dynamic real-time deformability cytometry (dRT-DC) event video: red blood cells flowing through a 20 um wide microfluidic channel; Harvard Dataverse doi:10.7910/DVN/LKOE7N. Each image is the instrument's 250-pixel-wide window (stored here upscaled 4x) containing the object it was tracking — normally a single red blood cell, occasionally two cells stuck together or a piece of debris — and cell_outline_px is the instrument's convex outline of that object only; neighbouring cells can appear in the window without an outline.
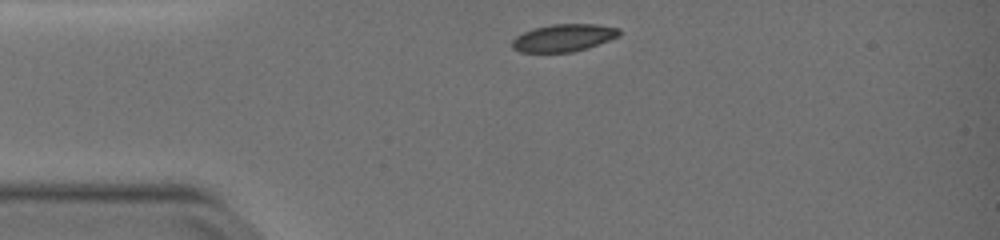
{"species": "common noctule bat (a hibernating species)", "species_latin": "Nyctalus noctula", "temperature_condition": "warm", "stored_images_in_passage": 35, "camera_frame_rate_fps": 3000, "um_per_image_px": 0.085, "animal": {"sex": "female", "body_mass_g": 19.0, "forearm_length_mm": 51.5}, "frame": {"image": 1, "passage_image": 1, "time_ms": 0.0, "image_size_px": [1000, 240], "cell_outline_px": [[620, 36], [588, 48], [572, 52], [520, 52], [512, 48], [512, 40], [516, 36], [524, 32], [536, 28], [552, 24], [596, 24], [620, 28]], "centroid_in_image_um": [47.93, 3.22], "position_along_channel_um": 37.1, "area_um2": 17.11}}
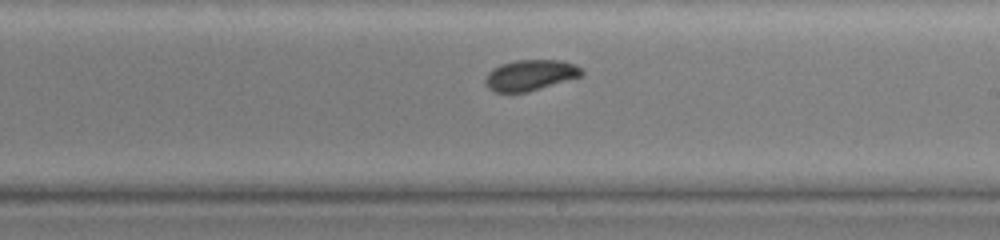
{"frame": {"image": 2, "passage_image": 20, "time_ms": 6.333, "image_size_px": [1000, 240], "cell_outline_px": [[584, 76], [528, 92], [496, 92], [488, 88], [484, 84], [484, 80], [488, 72], [492, 68], [500, 64], [516, 60], [560, 60], [576, 64], [584, 68]], "centroid_in_image_um": [45.11, 6.38], "position_along_channel_um": 243.9, "area_um2": 17.69}}
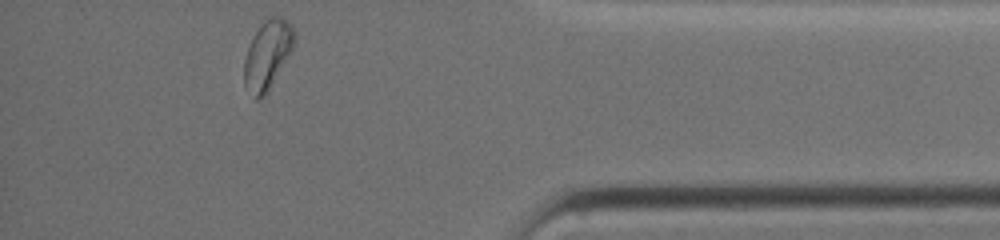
{"frame": {"image": 3, "passage_image": 35, "time_ms": 11.333, "image_size_px": [1000, 240], "cell_outline_px": [[296, 36], [292, 48], [268, 92], [260, 100], [256, 100], [244, 84], [244, 60], [248, 48], [256, 32], [264, 20], [272, 16], [280, 16], [288, 20], [296, 32]], "centroid_in_image_um": [22.75, 4.65], "position_along_channel_um": 412.5, "area_um2": 19.88}, "authors_computed_cell_mechanics": {"area_um2": 17.6868, "velocity_mm_per_s": 3.7742, "shape_relaxation_time_tau1_ms": 5.2164, "shape_relaxation_time_tau2_ms": 3.0925, "deformation_change_tau1": 0.1618, "deformation_change_tau2": 0.0424}}